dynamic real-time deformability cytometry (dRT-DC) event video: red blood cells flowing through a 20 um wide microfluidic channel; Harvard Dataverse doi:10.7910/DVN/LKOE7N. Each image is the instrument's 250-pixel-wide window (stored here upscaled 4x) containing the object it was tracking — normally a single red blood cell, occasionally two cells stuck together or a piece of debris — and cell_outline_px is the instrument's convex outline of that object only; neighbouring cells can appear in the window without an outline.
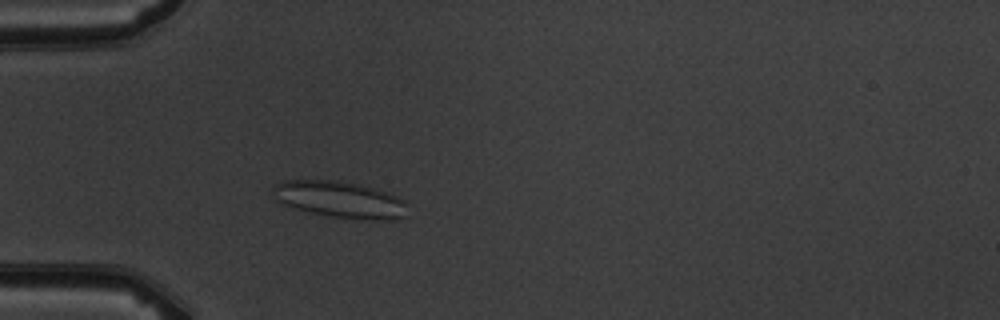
{"species": "common noctule bat (a hibernating species)", "species_latin": "Nyctalus noctula", "temperature_condition": "warm", "stored_images_in_passage": 4, "camera_frame_rate_fps": 3000, "um_per_image_px": 0.085, "animal": {"sex": "male", "body_mass_g": 19.5, "forearm_length_mm": 54.6}, "frame": {"image": 1, "passage_image": 4, "time_ms": 3.667, "image_size_px": [1000, 320], "cell_outline_px": [[408, 216], [392, 220], [368, 220], [332, 216], [312, 212], [296, 208], [284, 204], [276, 200], [272, 188], [272, 184], [284, 180], [336, 180], [360, 184], [388, 192], [404, 200], [408, 204]], "centroid_in_image_um": [28.95, 16.95], "position_along_channel_um": 56.1, "area_um2": 28.9}}